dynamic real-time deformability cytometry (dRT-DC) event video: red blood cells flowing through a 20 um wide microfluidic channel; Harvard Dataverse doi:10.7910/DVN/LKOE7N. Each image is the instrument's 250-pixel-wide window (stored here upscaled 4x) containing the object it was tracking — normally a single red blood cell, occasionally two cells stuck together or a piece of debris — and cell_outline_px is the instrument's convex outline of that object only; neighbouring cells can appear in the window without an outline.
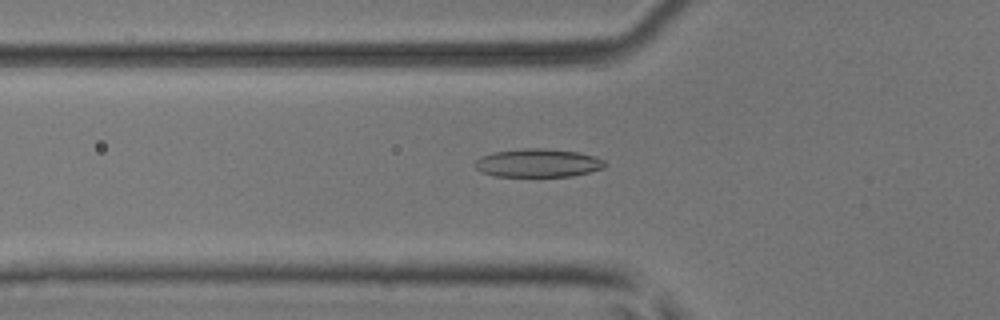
{"species": "common noctule bat (a hibernating species)", "species_latin": "Nyctalus noctula", "temperature_condition": "room temperature", "stored_images_in_passage": 53, "camera_frame_rate_fps": 3000, "um_per_image_px": 0.085, "animal": {"sex": "male", "body_mass_g": 17.9, "forearm_length_mm": 54.2}, "frame": {"image": 1, "passage_image": 19, "time_ms": 6.0, "image_size_px": [1000, 320], "cell_outline_px": [[608, 164], [604, 168], [572, 176], [496, 176], [480, 172], [476, 168], [476, 160], [480, 156], [492, 152], [524, 148], [544, 148], [576, 152], [596, 156], [604, 160]], "centroid_in_image_um": [45.73, 13.85], "position_along_channel_um": 80.1, "area_um2": 21.5}}
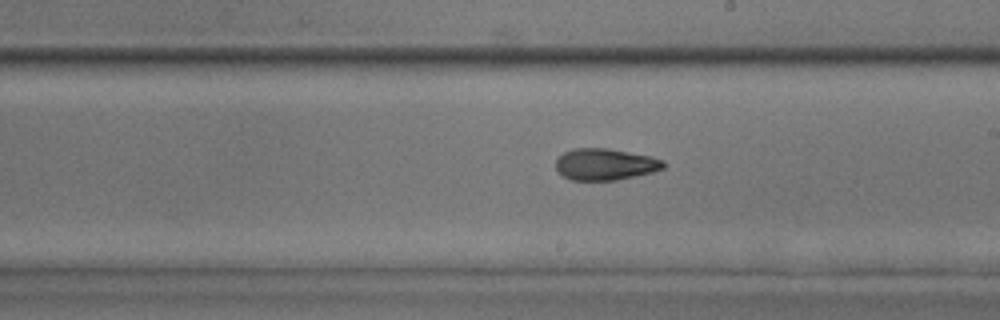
{"frame": {"image": 2, "passage_image": 31, "time_ms": 10.0, "image_size_px": [1000, 320], "cell_outline_px": [[664, 168], [652, 172], [616, 180], [572, 180], [556, 172], [556, 160], [564, 152], [572, 148], [608, 148], [652, 156], [664, 160]], "centroid_in_image_um": [51.43, 13.96], "position_along_channel_um": 237.6, "area_um2": 19.88}}
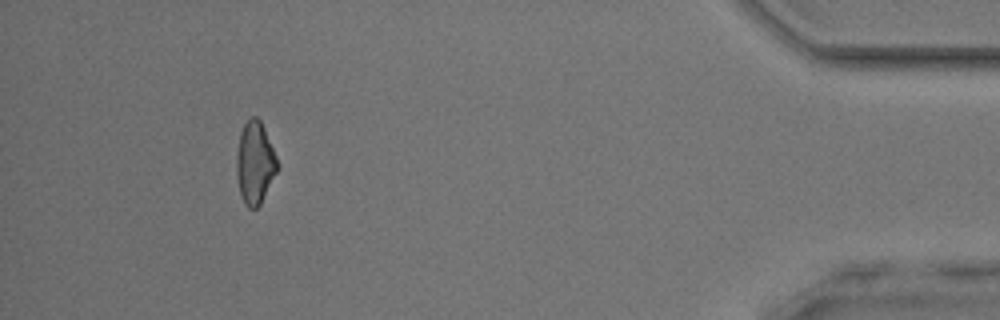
{"frame": {"image": 3, "passage_image": 49, "time_ms": 16.0, "image_size_px": [1000, 320], "cell_outline_px": [[276, 172], [260, 204], [256, 208], [248, 208], [244, 204], [240, 192], [236, 172], [236, 156], [240, 132], [244, 124], [252, 116], [256, 116], [260, 120], [264, 128], [276, 156]], "centroid_in_image_um": [21.64, 13.83], "position_along_channel_um": 413.6, "area_um2": 19.19}, "authors_computed_cell_mechanics": {"area_um2": 20.1722, "velocity_mm_per_s": 3.9473, "shape_relaxation_time_tau1_ms": 4.0844, "shape_relaxation_time_tau2_ms": 3.7473, "deformation_change_tau1": 0.1336, "deformation_change_tau2": 0.097}}